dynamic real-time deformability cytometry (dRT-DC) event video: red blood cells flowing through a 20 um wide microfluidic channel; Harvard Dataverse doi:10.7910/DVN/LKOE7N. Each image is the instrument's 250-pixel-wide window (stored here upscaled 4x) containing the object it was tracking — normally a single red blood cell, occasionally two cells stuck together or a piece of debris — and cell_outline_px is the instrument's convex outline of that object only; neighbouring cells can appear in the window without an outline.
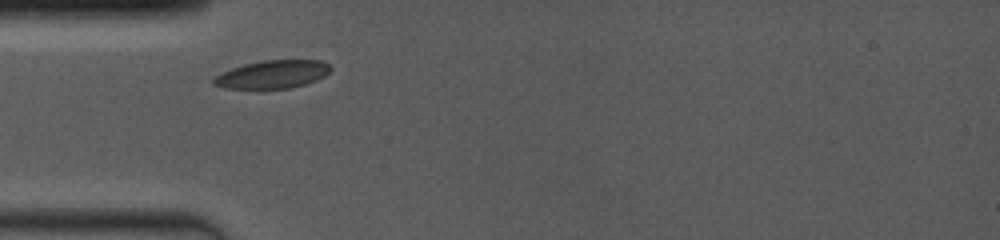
{"species": "common noctule bat (a hibernating species)", "species_latin": "Nyctalus noctula", "temperature_condition": "room temperature", "stored_images_in_passage": 15, "camera_frame_rate_fps": 4000, "um_per_image_px": 0.085, "animal": {"sex": "female", "body_mass_g": 19.0, "forearm_length_mm": 53.3}, "frame": {"image": 1, "passage_image": 2, "time_ms": 0.75, "image_size_px": [1000, 240], "cell_outline_px": [[332, 68], [324, 76], [316, 80], [292, 88], [224, 88], [212, 84], [212, 80], [216, 76], [232, 68], [244, 64], [264, 60], [320, 60], [328, 64]], "centroid_in_image_um": [23.17, 6.31], "position_along_channel_um": 61.8, "area_um2": 18.9}}
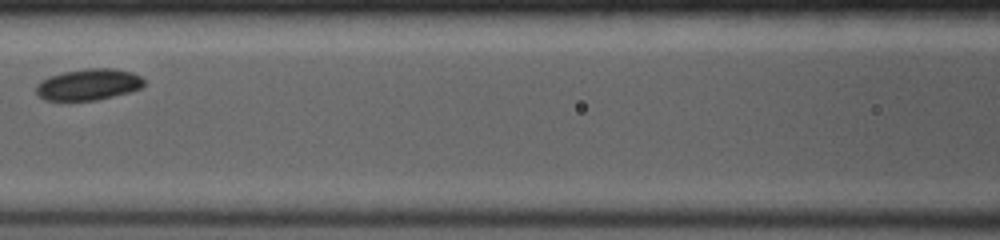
{"frame": {"image": 2, "passage_image": 6, "time_ms": 3.25, "image_size_px": [1000, 240], "cell_outline_px": [[144, 84], [140, 88], [128, 92], [96, 100], [64, 104], [44, 100], [36, 92], [36, 84], [40, 80], [48, 76], [64, 72], [84, 68], [116, 68], [132, 72], [140, 76], [144, 80]], "centroid_in_image_um": [7.44, 7.22], "position_along_channel_um": 159.2, "area_um2": 20.46}}
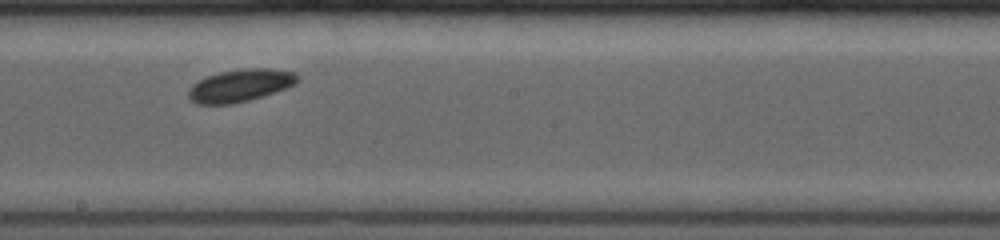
{"frame": {"image": 3, "passage_image": 12, "time_ms": 5.0, "image_size_px": [1000, 240], "cell_outline_px": [[300, 80], [284, 88], [248, 100], [228, 104], [196, 104], [188, 96], [188, 88], [192, 84], [208, 76], [220, 72], [244, 68], [272, 68], [296, 72], [300, 76]], "centroid_in_image_um": [20.41, 7.24], "position_along_channel_um": 227.8, "area_um2": 20.4}}